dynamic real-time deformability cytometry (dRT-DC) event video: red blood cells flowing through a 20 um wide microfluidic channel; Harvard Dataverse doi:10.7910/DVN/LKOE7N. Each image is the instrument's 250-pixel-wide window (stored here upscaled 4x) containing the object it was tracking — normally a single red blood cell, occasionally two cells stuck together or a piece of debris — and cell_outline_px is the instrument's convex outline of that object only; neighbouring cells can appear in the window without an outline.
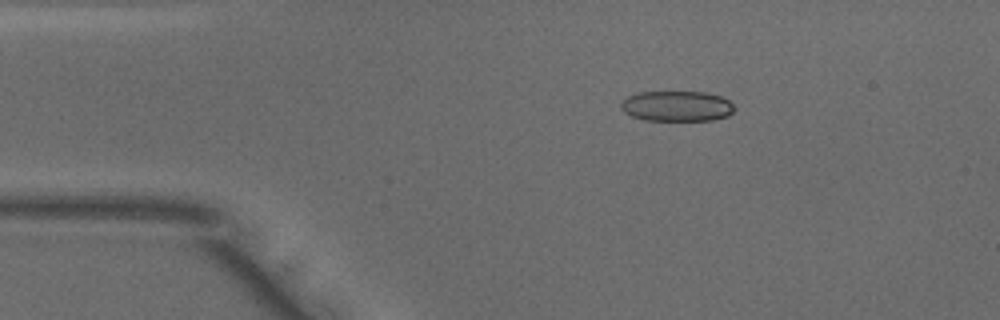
{"species": "common noctule bat (a hibernating species)", "species_latin": "Nyctalus noctula", "temperature_condition": "warm", "stored_images_in_passage": 42, "camera_frame_rate_fps": 3000, "um_per_image_px": 0.085, "animal": {"sex": "male", "body_mass_g": 18.8}, "frame": {"image": 1, "passage_image": 1, "time_ms": 0.0, "image_size_px": [1000, 320], "cell_outline_px": [[736, 108], [728, 116], [712, 120], [648, 120], [632, 116], [624, 112], [620, 108], [620, 104], [628, 96], [640, 92], [704, 92], [720, 96], [728, 100]], "centroid_in_image_um": [57.54, 9.02], "position_along_channel_um": 27.5, "area_um2": 20.0}}
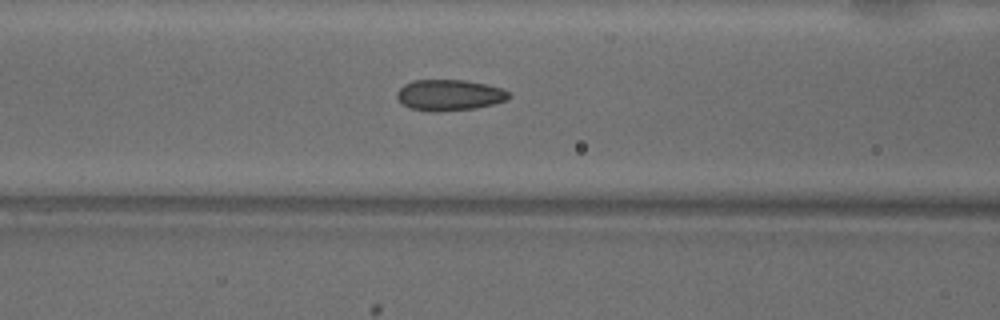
{"frame": {"image": 2, "passage_image": 12, "time_ms": 3.667, "image_size_px": [1000, 320], "cell_outline_px": [[508, 100], [476, 108], [444, 112], [432, 112], [412, 108], [404, 104], [396, 96], [396, 92], [404, 84], [412, 80], [464, 80], [488, 84], [500, 88], [508, 92]], "centroid_in_image_um": [38.18, 8.08], "position_along_channel_um": 128.4, "area_um2": 20.23}}
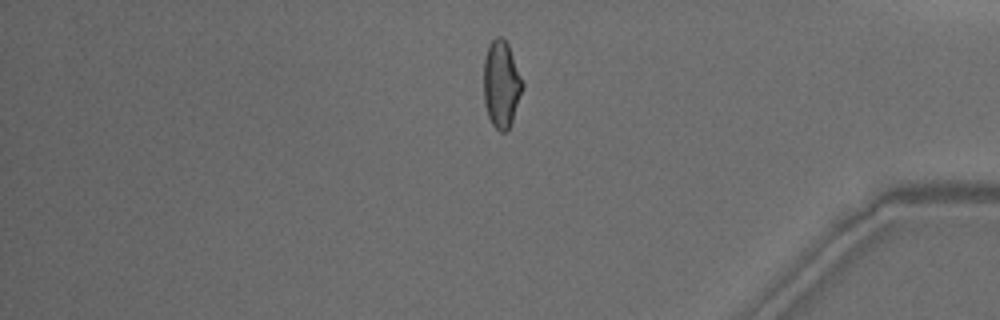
{"frame": {"image": 3, "passage_image": 34, "time_ms": 11.0, "image_size_px": [1000, 320], "cell_outline_px": [[524, 88], [508, 132], [500, 132], [492, 124], [488, 116], [484, 104], [484, 56], [488, 44], [496, 36], [500, 36], [508, 44], [524, 84]], "centroid_in_image_um": [42.61, 7.17], "position_along_channel_um": 392.6, "area_um2": 19.88}, "authors_computed_cell_mechanics": {"area_um2": 20.0277, "velocity_mm_per_s": 4.0226, "shape_relaxation_time_tau1_ms": 6.8473, "shape_relaxation_time_tau2_ms": 1.0999, "deformation_change_tau1": 0.1773, "deformation_change_tau2": 0.0717}}